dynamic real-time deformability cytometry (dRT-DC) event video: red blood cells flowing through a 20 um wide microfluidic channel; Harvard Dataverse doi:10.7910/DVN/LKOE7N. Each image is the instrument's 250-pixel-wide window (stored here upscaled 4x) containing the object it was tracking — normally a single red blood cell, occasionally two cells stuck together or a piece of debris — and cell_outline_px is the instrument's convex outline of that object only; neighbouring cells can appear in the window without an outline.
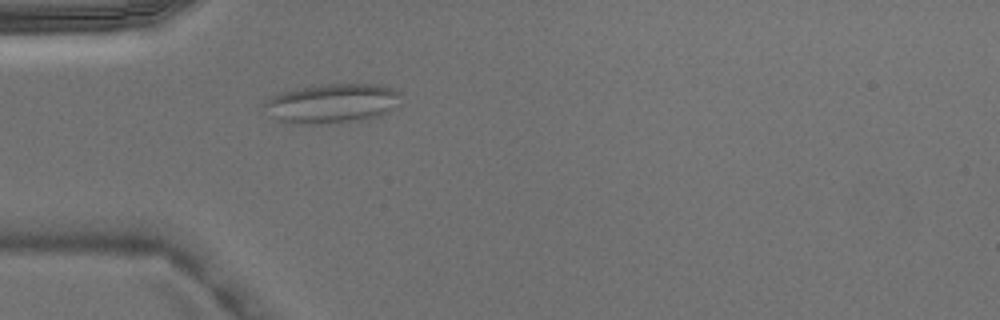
{"species": "Egyptian fruit bat (a non-hibernating species)", "species_latin": "Rousettus aegyptiacus", "temperature_condition": "warm", "stored_images_in_passage": 2, "camera_frame_rate_fps": 3000, "um_per_image_px": 0.085, "animal": {"sex": "male"}, "frame": {"image": 1, "passage_image": 2, "time_ms": 0.333, "image_size_px": [1000, 320], "cell_outline_px": [[400, 104], [388, 112], [380, 116], [360, 120], [280, 120], [268, 116], [260, 108], [264, 100], [272, 96], [284, 92], [300, 88], [324, 84], [376, 84], [396, 88], [400, 92]], "centroid_in_image_um": [28.28, 8.72], "position_along_channel_um": 56.7, "area_um2": 30.35}}